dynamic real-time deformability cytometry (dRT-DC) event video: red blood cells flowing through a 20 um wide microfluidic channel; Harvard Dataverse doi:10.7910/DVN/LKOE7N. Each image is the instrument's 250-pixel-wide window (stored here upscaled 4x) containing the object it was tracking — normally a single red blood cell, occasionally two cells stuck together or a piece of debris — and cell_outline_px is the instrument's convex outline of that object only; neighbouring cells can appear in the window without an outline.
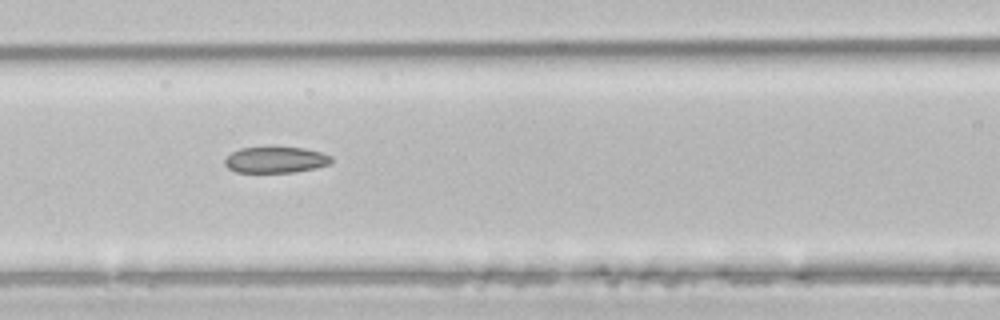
{"species": "common noctule bat (a hibernating species)", "species_latin": "Nyctalus noctula", "temperature_condition": "room temperature", "stored_images_in_passage": 7, "camera_frame_rate_fps": 3000, "um_per_image_px": 0.085, "animal": {"sex": "male", "body_mass_g": 21.5, "forearm_length_mm": 52.0}, "frame": {"image": 1, "passage_image": 5, "time_ms": 1.333, "image_size_px": [1000, 320], "cell_outline_px": [[332, 160], [328, 164], [312, 168], [292, 172], [236, 172], [228, 168], [224, 164], [224, 160], [232, 152], [240, 148], [268, 144], [304, 148], [320, 152], [332, 156]], "centroid_in_image_um": [23.37, 13.53], "position_along_channel_um": 143.2, "area_um2": 16.76}}
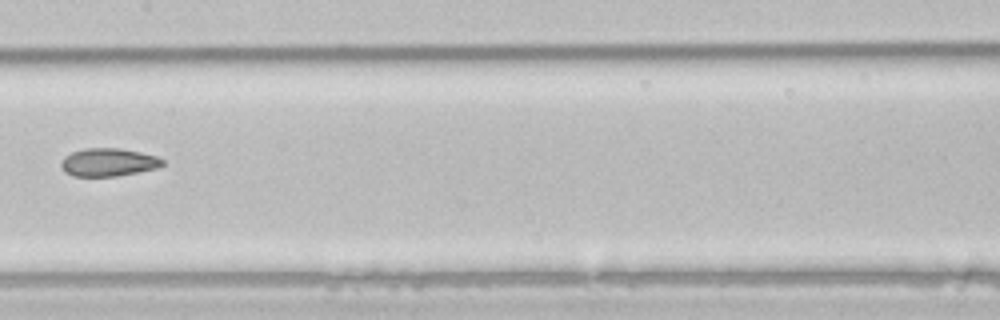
{"frame": {"image": 2, "passage_image": 6, "time_ms": 1.667, "image_size_px": [1000, 320], "cell_outline_px": [[164, 164], [156, 168], [116, 176], [72, 176], [64, 172], [60, 164], [64, 156], [72, 152], [84, 148], [120, 148], [140, 152], [156, 156], [164, 160]], "centroid_in_image_um": [9.18, 13.79], "position_along_channel_um": 198.2, "area_um2": 16.53}}
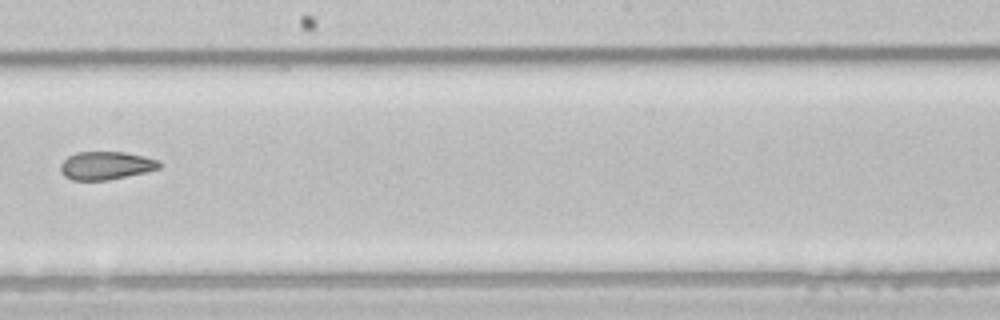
{"frame": {"image": 3, "passage_image": 7, "time_ms": 2.0, "image_size_px": [1000, 320], "cell_outline_px": [[160, 168], [144, 172], [108, 180], [72, 180], [64, 176], [60, 172], [60, 164], [68, 156], [76, 152], [124, 152], [144, 156], [156, 160], [160, 164]], "centroid_in_image_um": [8.95, 14.07], "position_along_channel_um": 239.2, "area_um2": 16.07}}